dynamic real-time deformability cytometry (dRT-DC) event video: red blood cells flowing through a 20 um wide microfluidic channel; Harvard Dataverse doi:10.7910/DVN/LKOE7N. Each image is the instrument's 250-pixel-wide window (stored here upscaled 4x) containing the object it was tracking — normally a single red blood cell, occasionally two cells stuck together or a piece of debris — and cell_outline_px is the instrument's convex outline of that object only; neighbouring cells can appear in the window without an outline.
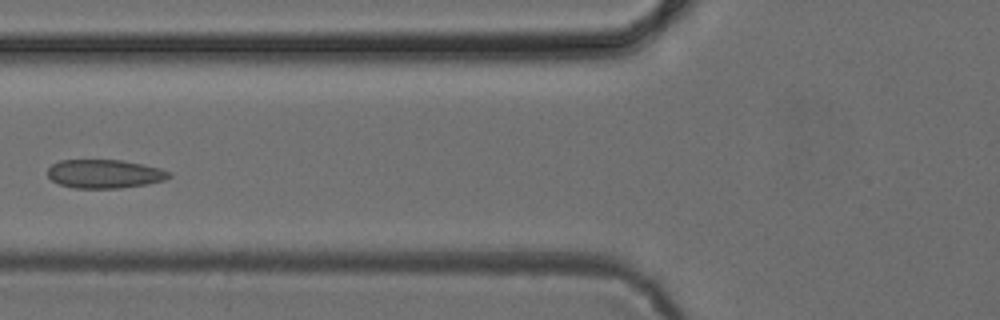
{"species": "common noctule bat (a hibernating species)", "species_latin": "Nyctalus noctula", "temperature_condition": "cold", "stored_images_in_passage": 5, "camera_frame_rate_fps": 3000, "um_per_image_px": 0.085, "animal": {"sex": "female", "body_mass_g": 24.6, "forearm_length_mm": 56.2}, "frame": {"image": 1, "passage_image": 5, "time_ms": 4.333, "image_size_px": [1000, 320], "cell_outline_px": [[172, 176], [164, 180], [148, 184], [120, 188], [76, 188], [60, 184], [52, 180], [48, 176], [48, 168], [52, 164], [60, 160], [120, 160], [160, 168], [172, 172]], "centroid_in_image_um": [8.91, 14.78], "position_along_channel_um": 116.9, "area_um2": 20.23}}